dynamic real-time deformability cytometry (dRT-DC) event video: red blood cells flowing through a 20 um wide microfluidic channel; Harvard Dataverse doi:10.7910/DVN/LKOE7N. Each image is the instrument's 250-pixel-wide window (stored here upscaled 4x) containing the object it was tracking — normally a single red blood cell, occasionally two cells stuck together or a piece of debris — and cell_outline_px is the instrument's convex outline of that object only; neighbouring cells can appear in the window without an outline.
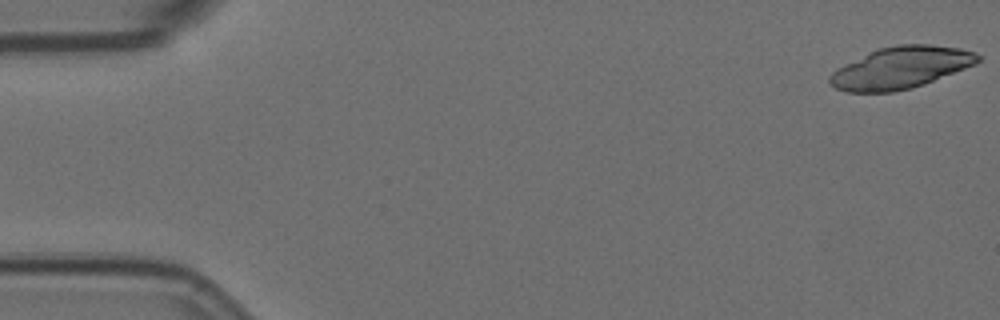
{"species": "Egyptian fruit bat (a non-hibernating species)", "species_latin": "Rousettus aegyptiacus", "temperature_condition": "room temperature", "stored_images_in_passage": 17, "camera_frame_rate_fps": 3000, "um_per_image_px": 0.085, "animal": {"sex": "female"}, "frame": {"image": 1, "passage_image": 1, "time_ms": 0.0, "image_size_px": [1000, 320], "cell_outline_px": [[980, 60], [976, 64], [924, 84], [912, 88], [892, 92], [848, 92], [836, 88], [828, 80], [828, 76], [836, 68], [868, 52], [880, 48], [896, 44], [932, 44], [960, 48], [976, 52], [980, 56]], "centroid_in_image_um": [76.56, 5.74], "position_along_channel_um": 8.4, "area_um2": 36.18}}